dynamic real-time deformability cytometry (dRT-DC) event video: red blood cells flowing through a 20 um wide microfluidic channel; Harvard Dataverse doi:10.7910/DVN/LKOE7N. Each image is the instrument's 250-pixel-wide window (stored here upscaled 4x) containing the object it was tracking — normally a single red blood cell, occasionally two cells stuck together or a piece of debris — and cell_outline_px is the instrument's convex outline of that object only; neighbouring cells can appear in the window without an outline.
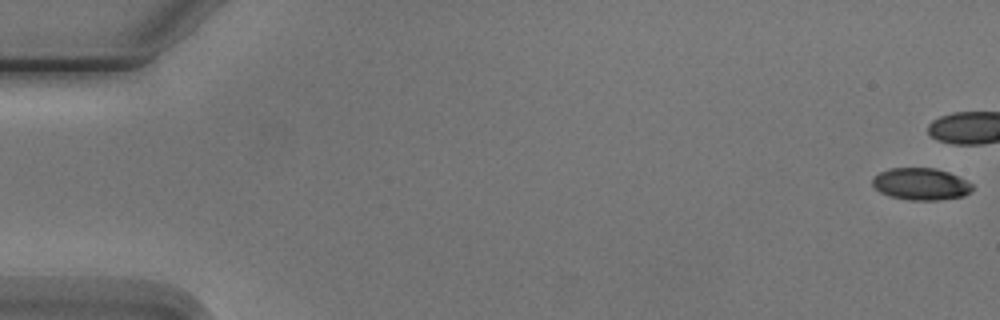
{"species": "Egyptian fruit bat (a non-hibernating species)", "species_latin": "Rousettus aegyptiacus", "temperature_condition": "cold", "stored_images_in_passage": 8, "camera_frame_rate_fps": 3000, "um_per_image_px": 0.085, "animal": {"sex": "male"}, "frame": {"image": 1, "passage_image": 1, "time_ms": 0.0, "image_size_px": [1000, 320], "cell_outline_px": [[972, 188], [964, 196], [940, 200], [912, 200], [888, 196], [880, 192], [872, 184], [872, 176], [888, 168], [936, 168], [948, 172], [972, 184]], "centroid_in_image_um": [78.22, 15.64], "position_along_channel_um": 6.8, "area_um2": 18.55}}
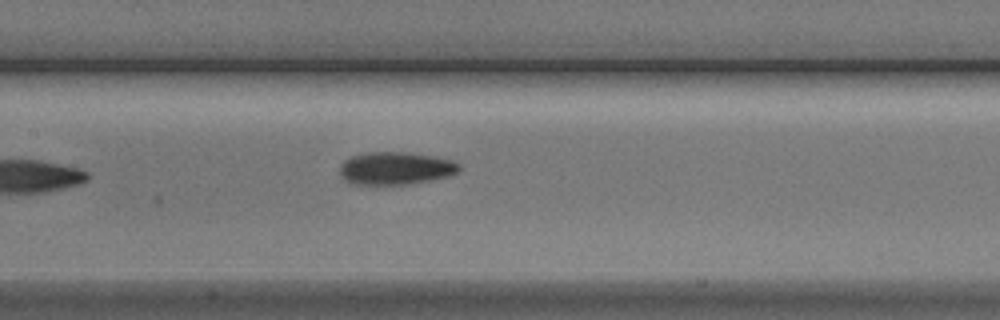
{"frame": {"image": 2, "passage_image": 8, "time_ms": 9.333, "image_size_px": [1000, 320], "cell_outline_px": [[460, 172], [448, 176], [432, 180], [412, 184], [384, 188], [348, 184], [340, 176], [340, 164], [344, 160], [352, 156], [368, 152], [404, 152], [432, 156], [452, 160], [460, 164]], "centroid_in_image_um": [33.57, 14.37], "position_along_channel_um": 173.8, "area_um2": 23.87}}